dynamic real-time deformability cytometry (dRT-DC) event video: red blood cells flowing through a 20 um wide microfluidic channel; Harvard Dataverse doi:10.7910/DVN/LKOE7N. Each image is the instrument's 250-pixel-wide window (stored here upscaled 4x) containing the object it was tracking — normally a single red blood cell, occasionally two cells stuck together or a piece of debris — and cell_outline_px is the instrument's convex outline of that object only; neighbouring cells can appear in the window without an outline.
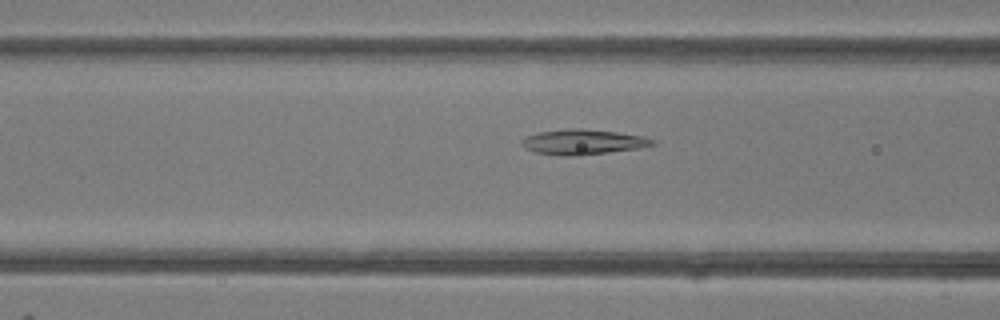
{"species": "common noctule bat (a hibernating species)", "species_latin": "Nyctalus noctula", "temperature_condition": "room temperature", "stored_images_in_passage": 35, "camera_frame_rate_fps": 3000, "um_per_image_px": 0.085, "animal": {"sex": "female"}, "frame": {"image": 1, "passage_image": 15, "time_ms": 4.667, "image_size_px": [1000, 320], "cell_outline_px": [[656, 144], [640, 148], [576, 156], [560, 156], [536, 152], [524, 148], [520, 144], [520, 140], [536, 132], [568, 128], [584, 128], [616, 132], [640, 136], [656, 140]], "centroid_in_image_um": [49.51, 12.06], "position_along_channel_um": 117.1, "area_um2": 19.31}}
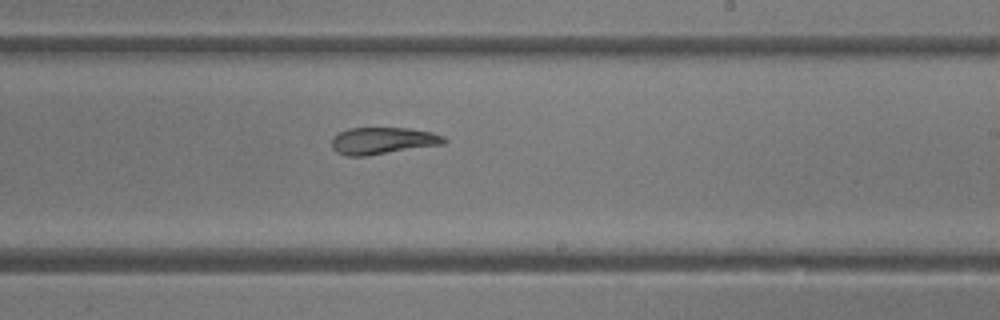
{"frame": {"image": 2, "passage_image": 25, "time_ms": 8.0, "image_size_px": [1000, 320], "cell_outline_px": [[448, 140], [444, 144], [368, 156], [348, 156], [336, 152], [332, 148], [332, 136], [348, 128], [408, 128], [432, 132], [444, 136]], "centroid_in_image_um": [32.54, 11.97], "position_along_channel_um": 256.5, "area_um2": 17.8}}
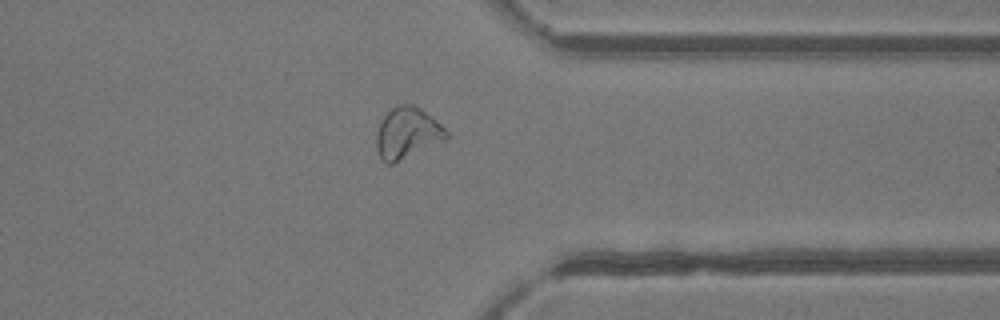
{"frame": {"image": 3, "passage_image": 34, "time_ms": 11.0, "image_size_px": [1000, 320], "cell_outline_px": [[448, 140], [392, 164], [388, 164], [380, 160], [376, 148], [376, 132], [380, 120], [396, 104], [412, 104], [420, 108], [432, 116], [448, 132]], "centroid_in_image_um": [34.61, 11.32], "position_along_channel_um": 376.8, "area_um2": 21.27}}